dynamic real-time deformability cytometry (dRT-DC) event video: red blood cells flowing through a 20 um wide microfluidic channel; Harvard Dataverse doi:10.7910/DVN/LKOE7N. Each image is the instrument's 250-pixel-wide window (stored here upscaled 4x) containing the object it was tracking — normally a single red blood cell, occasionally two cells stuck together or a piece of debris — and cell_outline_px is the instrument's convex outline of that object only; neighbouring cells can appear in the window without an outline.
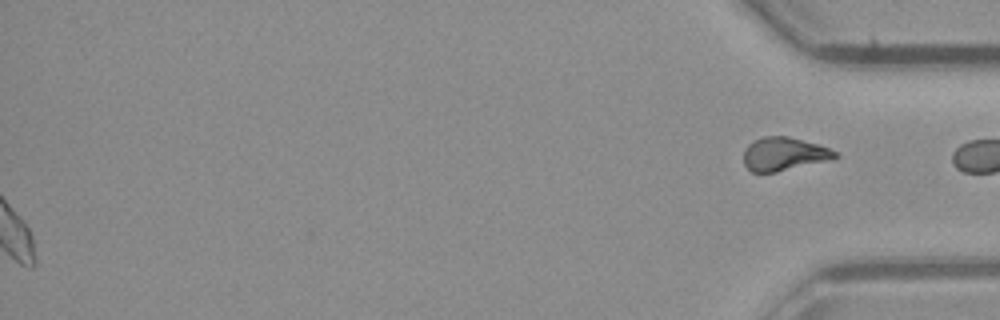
{"species": "common noctule bat (a hibernating species)", "species_latin": "Nyctalus noctula", "temperature_condition": "room temperature", "stored_images_in_passage": 50, "segment_of_instrument_passage": [2, 2], "camera_frame_rate_fps": 3000, "um_per_image_px": 0.085, "animal": {"sex": "male", "body_mass_g": 23.1, "forearm_length_mm": 52.7}, "frame": {"image": 1, "passage_image": 50, "time_ms": 16.333, "image_size_px": [1000, 320], "cell_outline_px": [[840, 156], [836, 160], [776, 172], [752, 172], [744, 164], [744, 148], [748, 144], [764, 136], [788, 136], [820, 144], [836, 152]], "centroid_in_image_um": [66.71, 13.1], "position_along_channel_um": 368.5, "area_um2": 18.15}}